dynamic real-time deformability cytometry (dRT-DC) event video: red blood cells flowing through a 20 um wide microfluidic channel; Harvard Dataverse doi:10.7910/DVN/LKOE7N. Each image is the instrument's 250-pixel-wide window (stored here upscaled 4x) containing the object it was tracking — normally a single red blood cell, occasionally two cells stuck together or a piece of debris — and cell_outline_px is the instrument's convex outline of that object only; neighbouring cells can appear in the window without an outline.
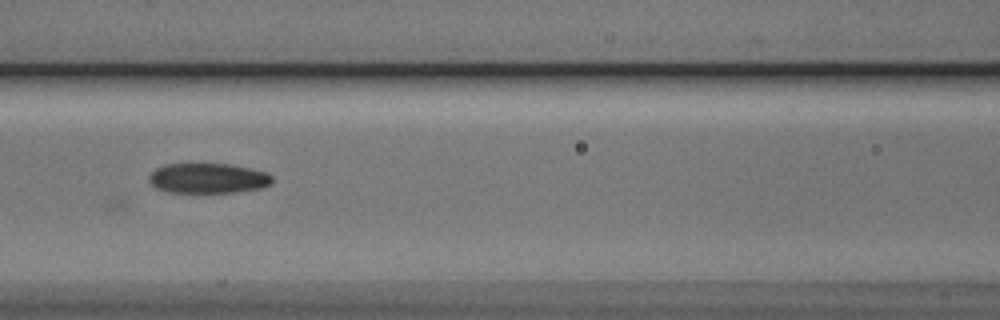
{"species": "Egyptian fruit bat (a non-hibernating species)", "species_latin": "Rousettus aegyptiacus", "temperature_condition": "cold", "stored_images_in_passage": 40, "camera_frame_rate_fps": 3000, "um_per_image_px": 0.085, "animal": {"sex": "male"}, "frame": {"image": 1, "passage_image": 24, "time_ms": 7.667, "image_size_px": [1000, 320], "cell_outline_px": [[272, 180], [268, 184], [260, 188], [232, 192], [168, 192], [156, 188], [152, 184], [148, 176], [156, 168], [164, 164], [232, 164], [268, 172], [272, 176]], "centroid_in_image_um": [17.67, 15.14], "position_along_channel_um": 148.9, "area_um2": 21.44}}
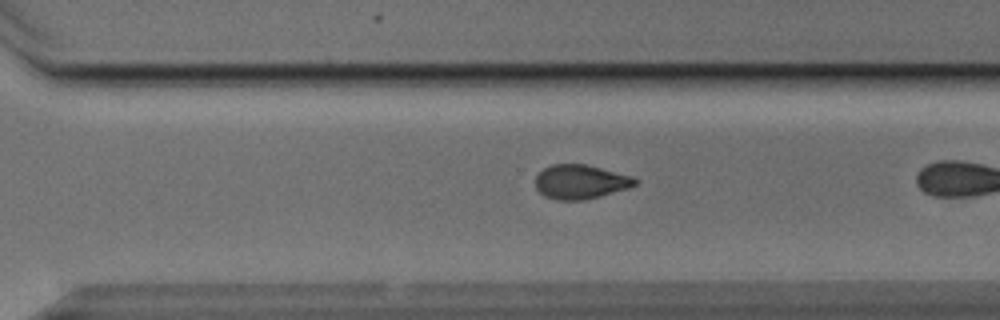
{"frame": {"image": 2, "passage_image": 35, "time_ms": 11.333, "image_size_px": [1000, 320], "cell_outline_px": [[636, 184], [628, 188], [600, 196], [580, 200], [556, 200], [544, 196], [536, 188], [536, 176], [544, 168], [552, 164], [584, 164], [632, 176], [636, 180]], "centroid_in_image_um": [49.31, 15.46], "position_along_channel_um": 321.3, "area_um2": 19.59}}
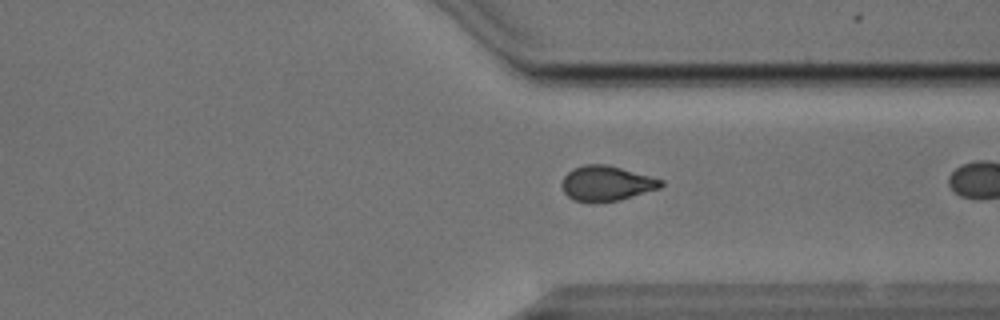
{"frame": {"image": 3, "passage_image": 38, "time_ms": 12.333, "image_size_px": [1000, 320], "cell_outline_px": [[664, 184], [660, 188], [620, 200], [572, 200], [564, 192], [560, 184], [564, 176], [572, 168], [584, 164], [608, 164], [664, 180]], "centroid_in_image_um": [51.55, 15.55], "position_along_channel_um": 359.8, "area_um2": 20.0}}